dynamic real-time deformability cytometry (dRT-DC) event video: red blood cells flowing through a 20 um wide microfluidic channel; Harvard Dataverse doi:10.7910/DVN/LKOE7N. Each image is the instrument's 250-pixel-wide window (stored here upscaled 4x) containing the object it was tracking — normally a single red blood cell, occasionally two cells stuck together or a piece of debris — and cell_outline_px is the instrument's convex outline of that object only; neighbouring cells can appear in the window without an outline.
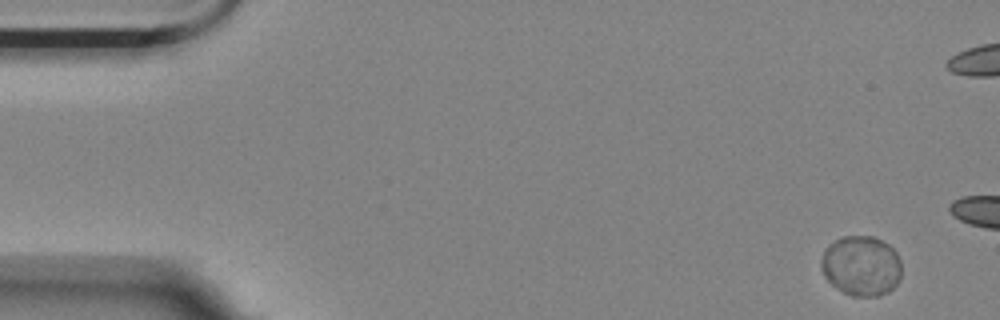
{"species": "Egyptian fruit bat (a non-hibernating species)", "species_latin": "Rousettus aegyptiacus", "temperature_condition": "room temperature", "stored_images_in_passage": 15, "camera_frame_rate_fps": 3000, "um_per_image_px": 0.085, "animal": {"sex": "female"}, "frame": {"image": 1, "passage_image": 3, "time_ms": 0.667, "image_size_px": [1000, 320], "cell_outline_px": [[900, 280], [888, 292], [876, 296], [852, 296], [836, 288], [824, 276], [820, 264], [820, 260], [828, 244], [844, 236], [872, 236], [888, 244], [896, 252], [900, 260]], "centroid_in_image_um": [73.19, 22.59], "position_along_channel_um": 11.8, "area_um2": 28.09}}